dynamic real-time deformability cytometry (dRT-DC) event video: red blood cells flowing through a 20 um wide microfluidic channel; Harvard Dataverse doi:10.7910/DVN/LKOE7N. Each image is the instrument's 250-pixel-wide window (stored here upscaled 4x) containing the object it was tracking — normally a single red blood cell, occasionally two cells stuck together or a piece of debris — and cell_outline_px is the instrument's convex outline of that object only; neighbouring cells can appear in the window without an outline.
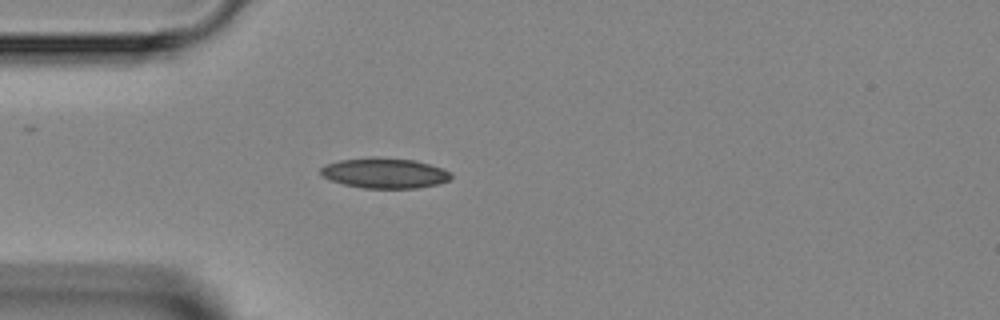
{"species": "Egyptian fruit bat (a non-hibernating species)", "species_latin": "Rousettus aegyptiacus", "temperature_condition": "room temperature", "stored_images_in_passage": 4, "camera_frame_rate_fps": 3000, "um_per_image_px": 0.085, "animal": {"sex": "female"}, "frame": {"image": 1, "passage_image": 4, "time_ms": 4.333, "image_size_px": [1000, 320], "cell_outline_px": [[452, 176], [448, 180], [436, 184], [416, 188], [364, 188], [344, 184], [332, 180], [324, 176], [320, 172], [320, 168], [324, 164], [340, 160], [368, 156], [376, 156], [416, 160], [444, 168]], "centroid_in_image_um": [32.68, 14.68], "position_along_channel_um": 52.3, "area_um2": 23.12}}